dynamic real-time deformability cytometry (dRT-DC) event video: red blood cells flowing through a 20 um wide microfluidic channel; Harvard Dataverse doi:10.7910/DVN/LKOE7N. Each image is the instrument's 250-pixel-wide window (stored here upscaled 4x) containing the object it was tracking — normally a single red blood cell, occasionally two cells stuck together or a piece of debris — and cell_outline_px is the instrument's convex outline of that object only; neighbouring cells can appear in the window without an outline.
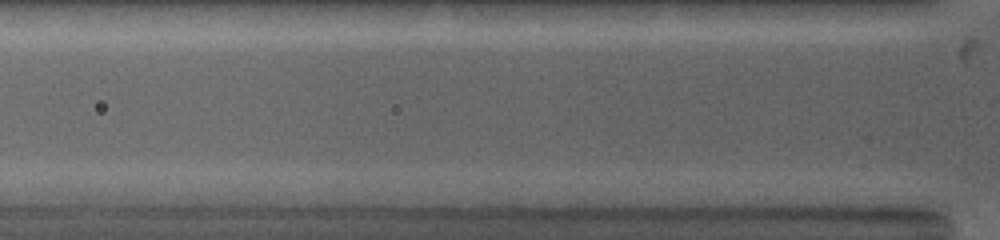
{"species": "common noctule bat (a hibernating species)", "species_latin": "Nyctalus noctula", "temperature_condition": "warm", "stored_images_in_passage": 3, "camera_frame_rate_fps": 5000, "um_per_image_px": 0.085, "animal": {"sex": "female", "body_mass_g": 19.0, "forearm_length_mm": 53.3}, "frame": {"image": 1, "passage_image": 3, "time_ms": 2.2, "image_size_px": [1000, 240], "cell_outline_px": [[916, 160], [912, 164], [904, 168], [776, 168], [768, 164], [768, 160], [780, 156], [856, 156]], "centroid_in_image_um": [71.22, 13.79], "position_along_channel_um": 54.6, "area_um2": 11.39}}